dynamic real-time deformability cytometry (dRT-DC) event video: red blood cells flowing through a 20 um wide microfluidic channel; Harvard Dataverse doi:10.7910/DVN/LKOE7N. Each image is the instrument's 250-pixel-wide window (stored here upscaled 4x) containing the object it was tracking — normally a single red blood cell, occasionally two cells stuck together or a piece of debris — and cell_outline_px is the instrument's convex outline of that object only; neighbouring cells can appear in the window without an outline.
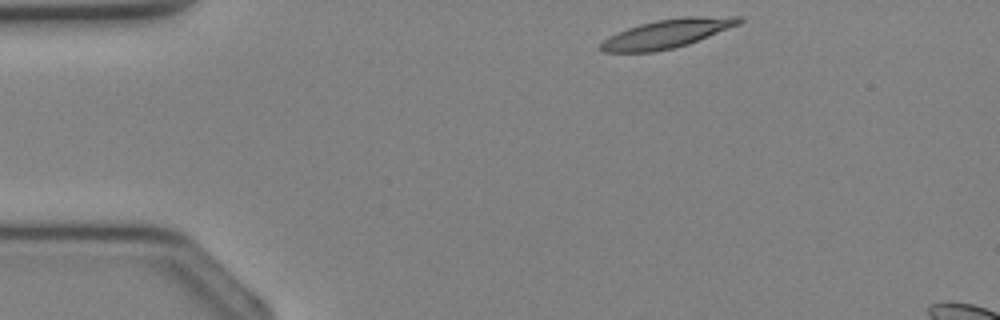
{"species": "Egyptian fruit bat (a non-hibernating species)", "species_latin": "Rousettus aegyptiacus", "temperature_condition": "cold", "stored_images_in_passage": 6, "camera_frame_rate_fps": 3000, "um_per_image_px": 0.085, "animal": {"sex": "female"}, "frame": {"image": 1, "passage_image": 1, "time_ms": 0.0, "image_size_px": [1000, 320], "cell_outline_px": [[744, 20], [740, 24], [688, 44], [672, 48], [652, 52], [604, 52], [600, 48], [600, 44], [604, 40], [628, 28], [640, 24], [656, 20], [684, 16], [740, 16]], "centroid_in_image_um": [56.76, 2.84], "position_along_channel_um": 28.2, "area_um2": 22.89}}